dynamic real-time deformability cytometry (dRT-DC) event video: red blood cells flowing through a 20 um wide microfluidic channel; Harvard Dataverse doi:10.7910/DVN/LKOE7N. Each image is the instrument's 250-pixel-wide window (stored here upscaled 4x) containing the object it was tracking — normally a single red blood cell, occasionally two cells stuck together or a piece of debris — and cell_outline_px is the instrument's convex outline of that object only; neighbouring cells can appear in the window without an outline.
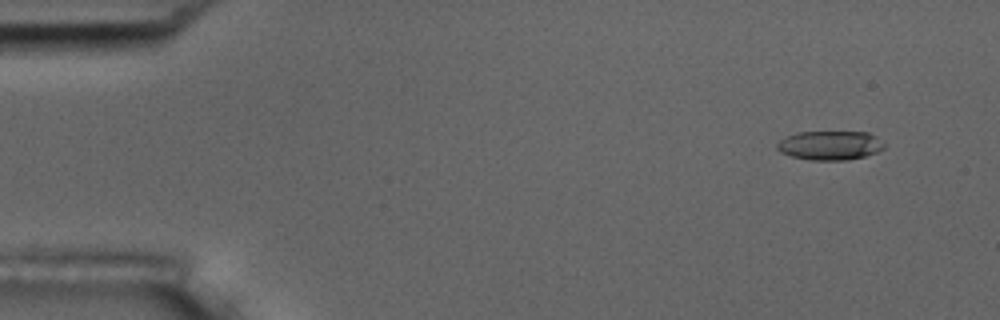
{"species": "common noctule bat (a hibernating species)", "species_latin": "Nyctalus noctula", "temperature_condition": "room temperature", "stored_images_in_passage": 4, "camera_frame_rate_fps": 3000, "um_per_image_px": 0.085, "animal": {"sex": "male", "body_mass_g": 17.5, "forearm_length_mm": 52.3}, "frame": {"image": 1, "passage_image": 1, "time_ms": 0.0, "image_size_px": [1000, 320], "cell_outline_px": [[884, 148], [876, 152], [864, 156], [848, 160], [812, 160], [792, 156], [780, 152], [776, 148], [776, 144], [780, 140], [796, 132], [868, 132], [876, 136], [884, 144]], "centroid_in_image_um": [70.54, 12.35], "position_along_channel_um": 14.5, "area_um2": 18.09}}
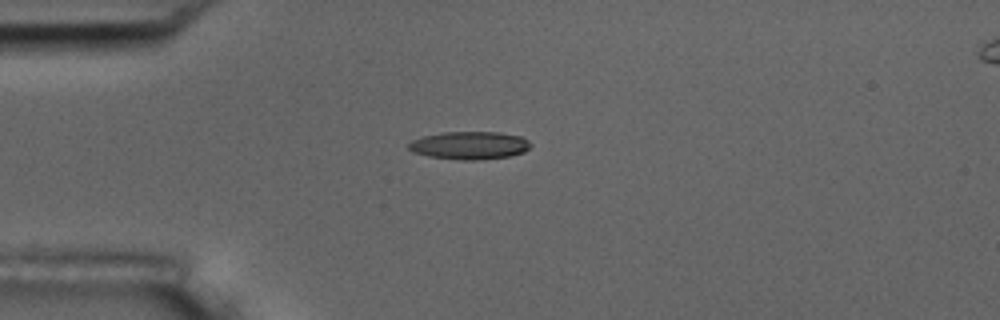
{"frame": {"image": 2, "passage_image": 4, "time_ms": 3.333, "image_size_px": [1000, 320], "cell_outline_px": [[532, 144], [524, 152], [512, 156], [480, 160], [460, 160], [428, 156], [416, 152], [408, 148], [408, 144], [412, 140], [424, 136], [444, 132], [500, 132], [520, 136], [528, 140]], "centroid_in_image_um": [39.95, 12.36], "position_along_channel_um": 45.0, "area_um2": 19.83}}